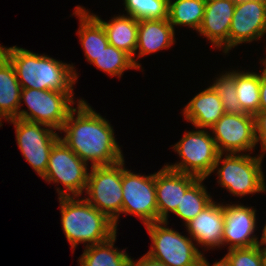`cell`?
Listing matches in <instances>:
<instances>
[{"label":"cell","instance_id":"6da1fadb","mask_svg":"<svg viewBox=\"0 0 266 266\" xmlns=\"http://www.w3.org/2000/svg\"><path fill=\"white\" fill-rule=\"evenodd\" d=\"M77 100V107L69 112L60 130L65 133L60 139L84 162L91 161L90 167L124 160L113 126L84 99Z\"/></svg>","mask_w":266,"mask_h":266},{"label":"cell","instance_id":"7a4b0ae2","mask_svg":"<svg viewBox=\"0 0 266 266\" xmlns=\"http://www.w3.org/2000/svg\"><path fill=\"white\" fill-rule=\"evenodd\" d=\"M2 53L14 66L21 88L74 92L78 72L73 64L18 46H3Z\"/></svg>","mask_w":266,"mask_h":266},{"label":"cell","instance_id":"3957f363","mask_svg":"<svg viewBox=\"0 0 266 266\" xmlns=\"http://www.w3.org/2000/svg\"><path fill=\"white\" fill-rule=\"evenodd\" d=\"M58 200L62 230L72 251L81 243L88 247L104 242L117 232L114 222L85 198L58 197Z\"/></svg>","mask_w":266,"mask_h":266},{"label":"cell","instance_id":"277c9868","mask_svg":"<svg viewBox=\"0 0 266 266\" xmlns=\"http://www.w3.org/2000/svg\"><path fill=\"white\" fill-rule=\"evenodd\" d=\"M264 156L259 154L252 157L250 153H220L213 169V172L217 170L218 184L227 189L232 196L239 198L265 193L266 183L262 171Z\"/></svg>","mask_w":266,"mask_h":266},{"label":"cell","instance_id":"5b68a950","mask_svg":"<svg viewBox=\"0 0 266 266\" xmlns=\"http://www.w3.org/2000/svg\"><path fill=\"white\" fill-rule=\"evenodd\" d=\"M28 110L19 109L16 118L50 126L60 131L75 104L74 92L22 88L20 103Z\"/></svg>","mask_w":266,"mask_h":266},{"label":"cell","instance_id":"8992f818","mask_svg":"<svg viewBox=\"0 0 266 266\" xmlns=\"http://www.w3.org/2000/svg\"><path fill=\"white\" fill-rule=\"evenodd\" d=\"M208 132L203 128L186 131L181 140L172 147L181 161L175 164H166V166L198 178L211 176L220 153L212 135Z\"/></svg>","mask_w":266,"mask_h":266},{"label":"cell","instance_id":"52a82bcc","mask_svg":"<svg viewBox=\"0 0 266 266\" xmlns=\"http://www.w3.org/2000/svg\"><path fill=\"white\" fill-rule=\"evenodd\" d=\"M88 167L59 139L51 149L46 172L41 178L49 183L63 184L65 189L56 188L59 197H81L87 187Z\"/></svg>","mask_w":266,"mask_h":266},{"label":"cell","instance_id":"ba28073f","mask_svg":"<svg viewBox=\"0 0 266 266\" xmlns=\"http://www.w3.org/2000/svg\"><path fill=\"white\" fill-rule=\"evenodd\" d=\"M88 174L85 199L117 223L122 213V161L109 166H92Z\"/></svg>","mask_w":266,"mask_h":266},{"label":"cell","instance_id":"9c48e42d","mask_svg":"<svg viewBox=\"0 0 266 266\" xmlns=\"http://www.w3.org/2000/svg\"><path fill=\"white\" fill-rule=\"evenodd\" d=\"M167 225L166 221L145 225L152 240L146 254L168 266H197L202 253L194 240Z\"/></svg>","mask_w":266,"mask_h":266},{"label":"cell","instance_id":"30bf717a","mask_svg":"<svg viewBox=\"0 0 266 266\" xmlns=\"http://www.w3.org/2000/svg\"><path fill=\"white\" fill-rule=\"evenodd\" d=\"M8 122L15 127L16 141L23 157L42 177L48 166L51 149L60 139L59 133L50 126L19 118Z\"/></svg>","mask_w":266,"mask_h":266},{"label":"cell","instance_id":"8fae6325","mask_svg":"<svg viewBox=\"0 0 266 266\" xmlns=\"http://www.w3.org/2000/svg\"><path fill=\"white\" fill-rule=\"evenodd\" d=\"M122 160V213L135 215L144 225L158 221L155 173L140 175L131 172Z\"/></svg>","mask_w":266,"mask_h":266},{"label":"cell","instance_id":"7c38bea8","mask_svg":"<svg viewBox=\"0 0 266 266\" xmlns=\"http://www.w3.org/2000/svg\"><path fill=\"white\" fill-rule=\"evenodd\" d=\"M209 129L219 153H251L257 145L255 116L252 114H223Z\"/></svg>","mask_w":266,"mask_h":266},{"label":"cell","instance_id":"4fadbf2b","mask_svg":"<svg viewBox=\"0 0 266 266\" xmlns=\"http://www.w3.org/2000/svg\"><path fill=\"white\" fill-rule=\"evenodd\" d=\"M266 34V0L236 1L228 36L232 48L260 40Z\"/></svg>","mask_w":266,"mask_h":266},{"label":"cell","instance_id":"5bb4252c","mask_svg":"<svg viewBox=\"0 0 266 266\" xmlns=\"http://www.w3.org/2000/svg\"><path fill=\"white\" fill-rule=\"evenodd\" d=\"M256 217V209L251 206L225 204L223 246L228 245L230 250L257 245L259 238L254 235L257 228Z\"/></svg>","mask_w":266,"mask_h":266},{"label":"cell","instance_id":"9a60e30c","mask_svg":"<svg viewBox=\"0 0 266 266\" xmlns=\"http://www.w3.org/2000/svg\"><path fill=\"white\" fill-rule=\"evenodd\" d=\"M197 179L196 176L172 170L166 165L155 172L158 221L168 222L169 213L176 211L182 195Z\"/></svg>","mask_w":266,"mask_h":266},{"label":"cell","instance_id":"2e32d148","mask_svg":"<svg viewBox=\"0 0 266 266\" xmlns=\"http://www.w3.org/2000/svg\"><path fill=\"white\" fill-rule=\"evenodd\" d=\"M185 226L196 246L208 250L220 248L223 246L224 204L213 200Z\"/></svg>","mask_w":266,"mask_h":266},{"label":"cell","instance_id":"e0dca14e","mask_svg":"<svg viewBox=\"0 0 266 266\" xmlns=\"http://www.w3.org/2000/svg\"><path fill=\"white\" fill-rule=\"evenodd\" d=\"M236 1L206 2L202 24L197 33L206 37L214 46L228 54V36Z\"/></svg>","mask_w":266,"mask_h":266},{"label":"cell","instance_id":"ac0fdd59","mask_svg":"<svg viewBox=\"0 0 266 266\" xmlns=\"http://www.w3.org/2000/svg\"><path fill=\"white\" fill-rule=\"evenodd\" d=\"M175 30L167 19L138 20L137 47L134 65L141 70L137 59L170 48L175 42ZM136 52H138L137 59Z\"/></svg>","mask_w":266,"mask_h":266},{"label":"cell","instance_id":"d6986e66","mask_svg":"<svg viewBox=\"0 0 266 266\" xmlns=\"http://www.w3.org/2000/svg\"><path fill=\"white\" fill-rule=\"evenodd\" d=\"M182 111L195 129L208 130L225 114L221 99L211 86L196 94Z\"/></svg>","mask_w":266,"mask_h":266},{"label":"cell","instance_id":"ffe728a7","mask_svg":"<svg viewBox=\"0 0 266 266\" xmlns=\"http://www.w3.org/2000/svg\"><path fill=\"white\" fill-rule=\"evenodd\" d=\"M79 19L77 34L87 62L92 64L103 48L109 45L102 24L84 6L77 5L73 12Z\"/></svg>","mask_w":266,"mask_h":266},{"label":"cell","instance_id":"44dd1931","mask_svg":"<svg viewBox=\"0 0 266 266\" xmlns=\"http://www.w3.org/2000/svg\"><path fill=\"white\" fill-rule=\"evenodd\" d=\"M92 15L102 24L109 45L127 53L133 60L137 47L138 20L127 15H116L108 22L102 20L98 15Z\"/></svg>","mask_w":266,"mask_h":266},{"label":"cell","instance_id":"7402d4cb","mask_svg":"<svg viewBox=\"0 0 266 266\" xmlns=\"http://www.w3.org/2000/svg\"><path fill=\"white\" fill-rule=\"evenodd\" d=\"M22 88L17 79L14 66L9 59L0 54V114L8 121L18 116Z\"/></svg>","mask_w":266,"mask_h":266},{"label":"cell","instance_id":"603a6c76","mask_svg":"<svg viewBox=\"0 0 266 266\" xmlns=\"http://www.w3.org/2000/svg\"><path fill=\"white\" fill-rule=\"evenodd\" d=\"M117 232L108 240L84 248L78 259L79 266H130L132 258L126 249L118 250L114 246Z\"/></svg>","mask_w":266,"mask_h":266},{"label":"cell","instance_id":"cb8c5ba5","mask_svg":"<svg viewBox=\"0 0 266 266\" xmlns=\"http://www.w3.org/2000/svg\"><path fill=\"white\" fill-rule=\"evenodd\" d=\"M205 0H169L168 20L175 26L192 28L198 32L205 12Z\"/></svg>","mask_w":266,"mask_h":266},{"label":"cell","instance_id":"d4e9b609","mask_svg":"<svg viewBox=\"0 0 266 266\" xmlns=\"http://www.w3.org/2000/svg\"><path fill=\"white\" fill-rule=\"evenodd\" d=\"M235 82L236 97L242 110L255 116L260 106V74L235 70Z\"/></svg>","mask_w":266,"mask_h":266},{"label":"cell","instance_id":"484cf974","mask_svg":"<svg viewBox=\"0 0 266 266\" xmlns=\"http://www.w3.org/2000/svg\"><path fill=\"white\" fill-rule=\"evenodd\" d=\"M204 180L206 178H198L185 191L184 195H182L180 205H178L176 211L173 213L181 218L185 225L213 201L212 196L206 190V186L203 185Z\"/></svg>","mask_w":266,"mask_h":266},{"label":"cell","instance_id":"4316f807","mask_svg":"<svg viewBox=\"0 0 266 266\" xmlns=\"http://www.w3.org/2000/svg\"><path fill=\"white\" fill-rule=\"evenodd\" d=\"M97 69L104 71L110 77L118 76L120 78L124 71L137 69L132 58L122 50L117 49L112 45L103 48L102 52L96 57L92 63Z\"/></svg>","mask_w":266,"mask_h":266},{"label":"cell","instance_id":"83f0119b","mask_svg":"<svg viewBox=\"0 0 266 266\" xmlns=\"http://www.w3.org/2000/svg\"><path fill=\"white\" fill-rule=\"evenodd\" d=\"M126 15L136 20L167 19L169 0H123Z\"/></svg>","mask_w":266,"mask_h":266},{"label":"cell","instance_id":"f1b7e54d","mask_svg":"<svg viewBox=\"0 0 266 266\" xmlns=\"http://www.w3.org/2000/svg\"><path fill=\"white\" fill-rule=\"evenodd\" d=\"M210 86L221 99L225 114L245 113L236 97L235 71L230 70L222 73Z\"/></svg>","mask_w":266,"mask_h":266},{"label":"cell","instance_id":"f546056e","mask_svg":"<svg viewBox=\"0 0 266 266\" xmlns=\"http://www.w3.org/2000/svg\"><path fill=\"white\" fill-rule=\"evenodd\" d=\"M225 256L231 266H263V250L258 245L230 249Z\"/></svg>","mask_w":266,"mask_h":266},{"label":"cell","instance_id":"4dcf8cb0","mask_svg":"<svg viewBox=\"0 0 266 266\" xmlns=\"http://www.w3.org/2000/svg\"><path fill=\"white\" fill-rule=\"evenodd\" d=\"M255 130L257 144L260 142L261 154L266 153V112L255 115Z\"/></svg>","mask_w":266,"mask_h":266},{"label":"cell","instance_id":"1f68e13d","mask_svg":"<svg viewBox=\"0 0 266 266\" xmlns=\"http://www.w3.org/2000/svg\"><path fill=\"white\" fill-rule=\"evenodd\" d=\"M261 64L264 66L263 71L260 73V106L259 112H266V62L263 59Z\"/></svg>","mask_w":266,"mask_h":266},{"label":"cell","instance_id":"d6a6232c","mask_svg":"<svg viewBox=\"0 0 266 266\" xmlns=\"http://www.w3.org/2000/svg\"><path fill=\"white\" fill-rule=\"evenodd\" d=\"M130 266H168L164 262L158 261L149 255H143L139 260H133L130 263Z\"/></svg>","mask_w":266,"mask_h":266},{"label":"cell","instance_id":"836d02e7","mask_svg":"<svg viewBox=\"0 0 266 266\" xmlns=\"http://www.w3.org/2000/svg\"><path fill=\"white\" fill-rule=\"evenodd\" d=\"M197 266H211L209 262L207 261L206 257H204V253L200 255L199 261ZM212 266H231L230 262L228 261L227 257L224 256L222 259L218 262H214Z\"/></svg>","mask_w":266,"mask_h":266},{"label":"cell","instance_id":"e575fe53","mask_svg":"<svg viewBox=\"0 0 266 266\" xmlns=\"http://www.w3.org/2000/svg\"><path fill=\"white\" fill-rule=\"evenodd\" d=\"M257 245L262 249L266 250V224L263 227L262 236L260 237V241H257ZM265 245V246H264ZM264 246V247H263Z\"/></svg>","mask_w":266,"mask_h":266},{"label":"cell","instance_id":"d590c367","mask_svg":"<svg viewBox=\"0 0 266 266\" xmlns=\"http://www.w3.org/2000/svg\"><path fill=\"white\" fill-rule=\"evenodd\" d=\"M263 266H266V250H263Z\"/></svg>","mask_w":266,"mask_h":266},{"label":"cell","instance_id":"8d00e7d4","mask_svg":"<svg viewBox=\"0 0 266 266\" xmlns=\"http://www.w3.org/2000/svg\"><path fill=\"white\" fill-rule=\"evenodd\" d=\"M2 118L4 119V117L0 114V128H1V126H3V125H2V122H3V121H2V120H3Z\"/></svg>","mask_w":266,"mask_h":266},{"label":"cell","instance_id":"74e56055","mask_svg":"<svg viewBox=\"0 0 266 266\" xmlns=\"http://www.w3.org/2000/svg\"><path fill=\"white\" fill-rule=\"evenodd\" d=\"M206 2H211V1H218V0H205Z\"/></svg>","mask_w":266,"mask_h":266},{"label":"cell","instance_id":"f35d334b","mask_svg":"<svg viewBox=\"0 0 266 266\" xmlns=\"http://www.w3.org/2000/svg\"><path fill=\"white\" fill-rule=\"evenodd\" d=\"M2 47H3V46H2V45H0V54L2 53Z\"/></svg>","mask_w":266,"mask_h":266}]
</instances>
